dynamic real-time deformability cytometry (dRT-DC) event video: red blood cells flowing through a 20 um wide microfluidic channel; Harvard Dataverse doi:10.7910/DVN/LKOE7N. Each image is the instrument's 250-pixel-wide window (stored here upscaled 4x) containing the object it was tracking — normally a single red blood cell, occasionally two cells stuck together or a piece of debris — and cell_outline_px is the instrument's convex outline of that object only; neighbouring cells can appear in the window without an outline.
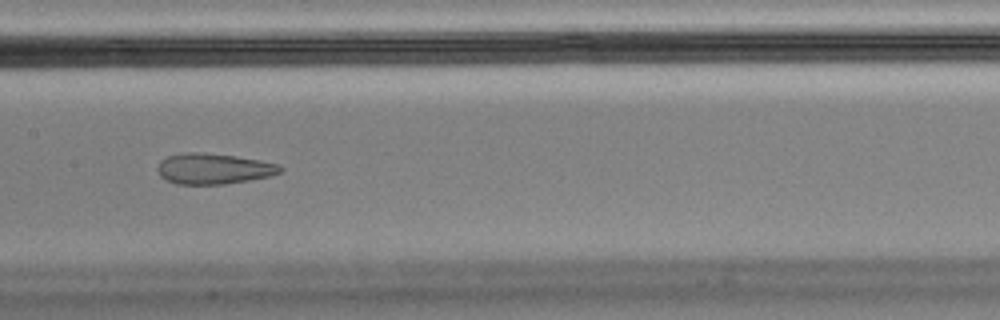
{"species": "Egyptian fruit bat (a non-hibernating species)", "species_latin": "Rousettus aegyptiacus", "temperature_condition": "cold", "stored_images_in_passage": 41, "camera_frame_rate_fps": 3000, "um_per_image_px": 0.085, "animal": {"sex": "male"}, "frame": {"image": 1, "passage_image": 12, "time_ms": 3.667, "image_size_px": [1000, 320], "cell_outline_px": [[284, 168], [280, 172], [268, 176], [248, 180], [224, 184], [176, 184], [160, 176], [156, 168], [160, 160], [168, 156], [188, 152], [200, 152], [236, 156], [260, 160], [280, 164]], "centroid_in_image_um": [18.15, 14.33], "position_along_channel_um": 189.3, "area_um2": 21.91}, "authors_computed_cell_mechanics": {"area_um2": 25.2586, "velocity_mm_per_s": 3.4957, "shape_relaxation_time_tau1_ms": null, "shape_relaxation_time_tau2_ms": 2.176, "deformation_change_tau1": null, "deformation_change_tau2": 0.1001}}